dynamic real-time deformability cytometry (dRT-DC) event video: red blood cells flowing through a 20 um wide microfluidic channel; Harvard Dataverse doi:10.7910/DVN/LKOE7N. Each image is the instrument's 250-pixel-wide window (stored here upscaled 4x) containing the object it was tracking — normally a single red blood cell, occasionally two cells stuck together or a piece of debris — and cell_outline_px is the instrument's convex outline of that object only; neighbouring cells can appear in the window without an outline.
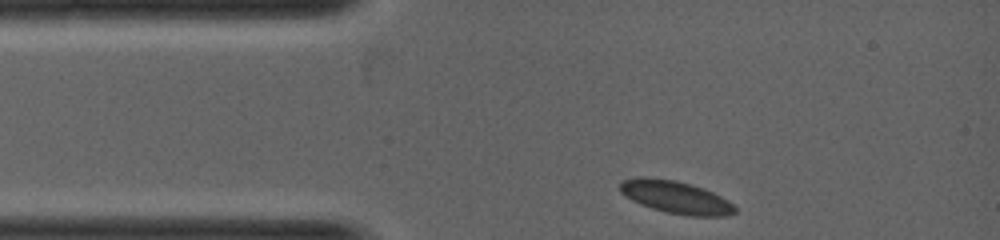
{"species": "common noctule bat (a hibernating species)", "species_latin": "Nyctalus noctula", "temperature_condition": "warm", "stored_images_in_passage": 27, "camera_frame_rate_fps": 5000, "um_per_image_px": 0.085, "animal": {"sex": "female", "body_mass_g": 19.0, "forearm_length_mm": 53.3}, "frame": {"image": 1, "passage_image": 1, "time_ms": 0.0, "image_size_px": [1000, 240], "cell_outline_px": [[736, 212], [728, 216], [688, 216], [664, 212], [640, 204], [624, 196], [620, 192], [620, 184], [624, 180], [640, 176], [644, 176], [676, 180], [692, 184], [704, 188], [728, 200], [736, 208]], "centroid_in_image_um": [57.44, 16.76], "position_along_channel_um": 27.6, "area_um2": 22.02}}
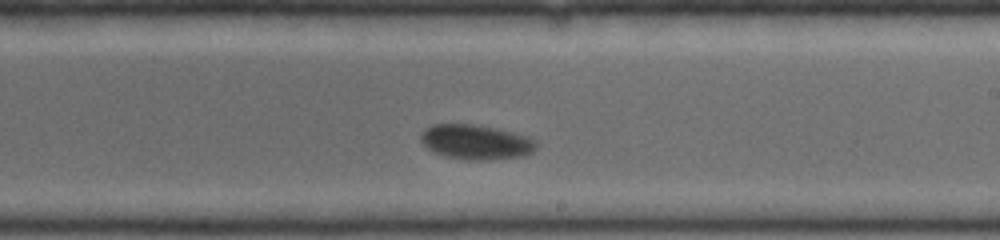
{"frame": {"image": 2, "passage_image": 16, "time_ms": 3.0, "image_size_px": [1000, 240], "cell_outline_px": [[536, 148], [532, 152], [524, 156], [492, 160], [464, 160], [444, 156], [428, 148], [420, 140], [420, 132], [432, 124], [476, 124], [496, 128], [528, 136], [536, 140]], "centroid_in_image_um": [40.46, 12.07], "position_along_channel_um": 248.5, "area_um2": 23.64}}
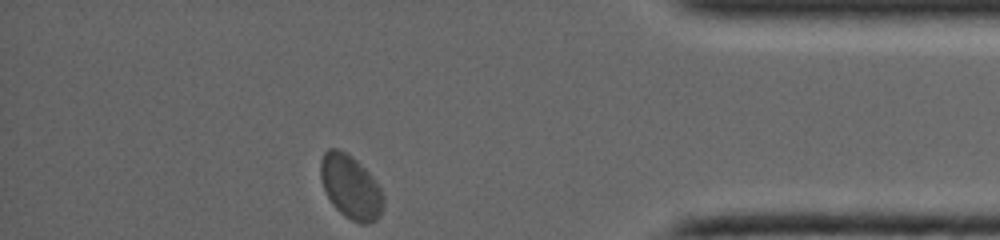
{"frame": {"image": 3, "passage_image": 27, "time_ms": 5.2, "image_size_px": [1000, 240], "cell_outline_px": [[384, 204], [380, 216], [376, 220], [368, 224], [360, 224], [344, 216], [332, 204], [324, 188], [320, 176], [320, 160], [324, 152], [328, 148], [340, 148], [352, 156], [372, 176], [380, 188], [384, 196]], "centroid_in_image_um": [29.81, 15.89], "position_along_channel_um": 405.4, "area_um2": 23.47}}